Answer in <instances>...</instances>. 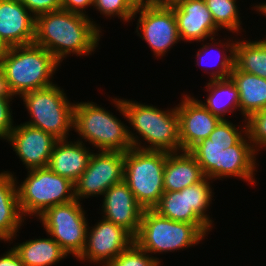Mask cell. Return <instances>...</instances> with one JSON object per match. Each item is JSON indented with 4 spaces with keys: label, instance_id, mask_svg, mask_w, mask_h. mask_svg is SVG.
Masks as SVG:
<instances>
[{
    "label": "cell",
    "instance_id": "30bf717a",
    "mask_svg": "<svg viewBox=\"0 0 266 266\" xmlns=\"http://www.w3.org/2000/svg\"><path fill=\"white\" fill-rule=\"evenodd\" d=\"M205 177L199 183L185 187L181 191H164L159 203L153 208L168 219L190 223L207 224L213 228V220L206 212L212 203L213 190Z\"/></svg>",
    "mask_w": 266,
    "mask_h": 266
},
{
    "label": "cell",
    "instance_id": "484cf974",
    "mask_svg": "<svg viewBox=\"0 0 266 266\" xmlns=\"http://www.w3.org/2000/svg\"><path fill=\"white\" fill-rule=\"evenodd\" d=\"M234 55V65L240 71L266 79V37L259 41H236Z\"/></svg>",
    "mask_w": 266,
    "mask_h": 266
},
{
    "label": "cell",
    "instance_id": "277c9868",
    "mask_svg": "<svg viewBox=\"0 0 266 266\" xmlns=\"http://www.w3.org/2000/svg\"><path fill=\"white\" fill-rule=\"evenodd\" d=\"M207 224L178 222L161 216L154 209H144L134 241L148 254L174 252L195 246L208 235Z\"/></svg>",
    "mask_w": 266,
    "mask_h": 266
},
{
    "label": "cell",
    "instance_id": "ac0fdd59",
    "mask_svg": "<svg viewBox=\"0 0 266 266\" xmlns=\"http://www.w3.org/2000/svg\"><path fill=\"white\" fill-rule=\"evenodd\" d=\"M36 17L20 0H0V36L9 46L34 43Z\"/></svg>",
    "mask_w": 266,
    "mask_h": 266
},
{
    "label": "cell",
    "instance_id": "e575fe53",
    "mask_svg": "<svg viewBox=\"0 0 266 266\" xmlns=\"http://www.w3.org/2000/svg\"><path fill=\"white\" fill-rule=\"evenodd\" d=\"M35 16L61 9V0H20Z\"/></svg>",
    "mask_w": 266,
    "mask_h": 266
},
{
    "label": "cell",
    "instance_id": "7c38bea8",
    "mask_svg": "<svg viewBox=\"0 0 266 266\" xmlns=\"http://www.w3.org/2000/svg\"><path fill=\"white\" fill-rule=\"evenodd\" d=\"M137 13L140 16L137 20L136 32L147 42L153 55L163 57L174 44L181 41L176 17L171 6L150 3L137 8L134 16Z\"/></svg>",
    "mask_w": 266,
    "mask_h": 266
},
{
    "label": "cell",
    "instance_id": "8fae6325",
    "mask_svg": "<svg viewBox=\"0 0 266 266\" xmlns=\"http://www.w3.org/2000/svg\"><path fill=\"white\" fill-rule=\"evenodd\" d=\"M98 152L92 153L86 170L74 183V196L78 201L103 196L112 185L124 180V152Z\"/></svg>",
    "mask_w": 266,
    "mask_h": 266
},
{
    "label": "cell",
    "instance_id": "603a6c76",
    "mask_svg": "<svg viewBox=\"0 0 266 266\" xmlns=\"http://www.w3.org/2000/svg\"><path fill=\"white\" fill-rule=\"evenodd\" d=\"M239 93V109L247 120L266 108V79L240 71L235 65L230 74Z\"/></svg>",
    "mask_w": 266,
    "mask_h": 266
},
{
    "label": "cell",
    "instance_id": "d6a6232c",
    "mask_svg": "<svg viewBox=\"0 0 266 266\" xmlns=\"http://www.w3.org/2000/svg\"><path fill=\"white\" fill-rule=\"evenodd\" d=\"M247 123V133L258 153L260 148H266V108L252 114L244 123Z\"/></svg>",
    "mask_w": 266,
    "mask_h": 266
},
{
    "label": "cell",
    "instance_id": "83f0119b",
    "mask_svg": "<svg viewBox=\"0 0 266 266\" xmlns=\"http://www.w3.org/2000/svg\"><path fill=\"white\" fill-rule=\"evenodd\" d=\"M237 0H205L215 25L231 32H241L242 22L237 7Z\"/></svg>",
    "mask_w": 266,
    "mask_h": 266
},
{
    "label": "cell",
    "instance_id": "7402d4cb",
    "mask_svg": "<svg viewBox=\"0 0 266 266\" xmlns=\"http://www.w3.org/2000/svg\"><path fill=\"white\" fill-rule=\"evenodd\" d=\"M256 154L248 133L237 144L224 148L221 157V178L239 177L251 185L254 184Z\"/></svg>",
    "mask_w": 266,
    "mask_h": 266
},
{
    "label": "cell",
    "instance_id": "f1b7e54d",
    "mask_svg": "<svg viewBox=\"0 0 266 266\" xmlns=\"http://www.w3.org/2000/svg\"><path fill=\"white\" fill-rule=\"evenodd\" d=\"M218 43H220V44H218ZM212 44L213 45L216 44V45H214V47H213ZM235 44H236V41H233L230 38H229V41L227 40V42H225L224 44L223 43L221 44V40L219 42H214V43L212 42V43L203 44V46L200 49H198V52L196 54V56H197L196 57V59H197V61H196L197 63L196 64L198 66L201 65V64L203 65L204 56H205V58H206V56L209 57V53H213V51H212V50H214L213 48H215V46H217V45L218 46L220 45L221 48H223L225 52L222 50V52H223V54L221 53V58L222 59L218 57L221 60L218 59L220 61V63L219 62L217 63V68L215 69L217 71L211 70L212 73H211V71L210 72H207V73H209L210 76H211L210 80L230 78V74H231V72H232V70L234 68V57H235L234 50H235ZM211 47H213L212 50H211ZM227 49L229 50V55H227V53H226V52H228ZM211 58H212V56L210 57V59Z\"/></svg>",
    "mask_w": 266,
    "mask_h": 266
},
{
    "label": "cell",
    "instance_id": "836d02e7",
    "mask_svg": "<svg viewBox=\"0 0 266 266\" xmlns=\"http://www.w3.org/2000/svg\"><path fill=\"white\" fill-rule=\"evenodd\" d=\"M12 100L0 97V139H7L14 128L13 116L10 108Z\"/></svg>",
    "mask_w": 266,
    "mask_h": 266
},
{
    "label": "cell",
    "instance_id": "e0dca14e",
    "mask_svg": "<svg viewBox=\"0 0 266 266\" xmlns=\"http://www.w3.org/2000/svg\"><path fill=\"white\" fill-rule=\"evenodd\" d=\"M171 7L182 41L203 42L208 38L215 40L213 36H216L220 29L215 25L205 0H181Z\"/></svg>",
    "mask_w": 266,
    "mask_h": 266
},
{
    "label": "cell",
    "instance_id": "8992f818",
    "mask_svg": "<svg viewBox=\"0 0 266 266\" xmlns=\"http://www.w3.org/2000/svg\"><path fill=\"white\" fill-rule=\"evenodd\" d=\"M63 90L53 84L20 96L31 117L25 123L51 134L57 140H67L74 123L75 103H70Z\"/></svg>",
    "mask_w": 266,
    "mask_h": 266
},
{
    "label": "cell",
    "instance_id": "4fadbf2b",
    "mask_svg": "<svg viewBox=\"0 0 266 266\" xmlns=\"http://www.w3.org/2000/svg\"><path fill=\"white\" fill-rule=\"evenodd\" d=\"M89 229L88 226L84 249L77 258L80 261L106 266L134 242L129 232L104 219Z\"/></svg>",
    "mask_w": 266,
    "mask_h": 266
},
{
    "label": "cell",
    "instance_id": "d590c367",
    "mask_svg": "<svg viewBox=\"0 0 266 266\" xmlns=\"http://www.w3.org/2000/svg\"><path fill=\"white\" fill-rule=\"evenodd\" d=\"M94 0H61V9L67 10L72 13L86 15L85 8L93 6Z\"/></svg>",
    "mask_w": 266,
    "mask_h": 266
},
{
    "label": "cell",
    "instance_id": "f35d334b",
    "mask_svg": "<svg viewBox=\"0 0 266 266\" xmlns=\"http://www.w3.org/2000/svg\"><path fill=\"white\" fill-rule=\"evenodd\" d=\"M152 3L161 5V6H172L177 4L181 0H151Z\"/></svg>",
    "mask_w": 266,
    "mask_h": 266
},
{
    "label": "cell",
    "instance_id": "ffe728a7",
    "mask_svg": "<svg viewBox=\"0 0 266 266\" xmlns=\"http://www.w3.org/2000/svg\"><path fill=\"white\" fill-rule=\"evenodd\" d=\"M24 217L19 208L17 181L10 171L0 173V240L12 241Z\"/></svg>",
    "mask_w": 266,
    "mask_h": 266
},
{
    "label": "cell",
    "instance_id": "d6986e66",
    "mask_svg": "<svg viewBox=\"0 0 266 266\" xmlns=\"http://www.w3.org/2000/svg\"><path fill=\"white\" fill-rule=\"evenodd\" d=\"M81 140H58L50 156L48 167L56 174L75 183L86 170L93 152Z\"/></svg>",
    "mask_w": 266,
    "mask_h": 266
},
{
    "label": "cell",
    "instance_id": "5b68a950",
    "mask_svg": "<svg viewBox=\"0 0 266 266\" xmlns=\"http://www.w3.org/2000/svg\"><path fill=\"white\" fill-rule=\"evenodd\" d=\"M128 128L110 111L94 102H78L74 106L73 129L98 151L125 153L133 148Z\"/></svg>",
    "mask_w": 266,
    "mask_h": 266
},
{
    "label": "cell",
    "instance_id": "3957f363",
    "mask_svg": "<svg viewBox=\"0 0 266 266\" xmlns=\"http://www.w3.org/2000/svg\"><path fill=\"white\" fill-rule=\"evenodd\" d=\"M60 65L50 52L35 43L10 47L0 58V66L19 97L53 85L51 79Z\"/></svg>",
    "mask_w": 266,
    "mask_h": 266
},
{
    "label": "cell",
    "instance_id": "4dcf8cb0",
    "mask_svg": "<svg viewBox=\"0 0 266 266\" xmlns=\"http://www.w3.org/2000/svg\"><path fill=\"white\" fill-rule=\"evenodd\" d=\"M93 7L105 17H115L129 22L135 17L136 8L128 0H94Z\"/></svg>",
    "mask_w": 266,
    "mask_h": 266
},
{
    "label": "cell",
    "instance_id": "60d3db41",
    "mask_svg": "<svg viewBox=\"0 0 266 266\" xmlns=\"http://www.w3.org/2000/svg\"><path fill=\"white\" fill-rule=\"evenodd\" d=\"M10 47L3 41L0 36V58Z\"/></svg>",
    "mask_w": 266,
    "mask_h": 266
},
{
    "label": "cell",
    "instance_id": "9a60e30c",
    "mask_svg": "<svg viewBox=\"0 0 266 266\" xmlns=\"http://www.w3.org/2000/svg\"><path fill=\"white\" fill-rule=\"evenodd\" d=\"M177 106L181 151H189L208 138L221 119L207 110L202 103L190 95H184Z\"/></svg>",
    "mask_w": 266,
    "mask_h": 266
},
{
    "label": "cell",
    "instance_id": "1f68e13d",
    "mask_svg": "<svg viewBox=\"0 0 266 266\" xmlns=\"http://www.w3.org/2000/svg\"><path fill=\"white\" fill-rule=\"evenodd\" d=\"M243 125L244 126L240 127V126L234 125L231 121H228V119L221 120L208 138L213 143L237 144L244 137L243 135L247 134V123Z\"/></svg>",
    "mask_w": 266,
    "mask_h": 266
},
{
    "label": "cell",
    "instance_id": "ba28073f",
    "mask_svg": "<svg viewBox=\"0 0 266 266\" xmlns=\"http://www.w3.org/2000/svg\"><path fill=\"white\" fill-rule=\"evenodd\" d=\"M27 174L21 184L17 182L19 208L24 218L39 217L50 207L75 200L74 183L49 167L33 168Z\"/></svg>",
    "mask_w": 266,
    "mask_h": 266
},
{
    "label": "cell",
    "instance_id": "7a4b0ae2",
    "mask_svg": "<svg viewBox=\"0 0 266 266\" xmlns=\"http://www.w3.org/2000/svg\"><path fill=\"white\" fill-rule=\"evenodd\" d=\"M116 110L126 118L135 133L128 129L133 148L167 153L181 152L177 106L161 110L153 105L126 99H112ZM149 145H141L139 136ZM138 137V138H137ZM146 146V147H145Z\"/></svg>",
    "mask_w": 266,
    "mask_h": 266
},
{
    "label": "cell",
    "instance_id": "cb8c5ba5",
    "mask_svg": "<svg viewBox=\"0 0 266 266\" xmlns=\"http://www.w3.org/2000/svg\"><path fill=\"white\" fill-rule=\"evenodd\" d=\"M13 248L25 266H51L68 256L51 236L26 240Z\"/></svg>",
    "mask_w": 266,
    "mask_h": 266
},
{
    "label": "cell",
    "instance_id": "ab89813d",
    "mask_svg": "<svg viewBox=\"0 0 266 266\" xmlns=\"http://www.w3.org/2000/svg\"><path fill=\"white\" fill-rule=\"evenodd\" d=\"M136 9L152 3L151 0H128Z\"/></svg>",
    "mask_w": 266,
    "mask_h": 266
},
{
    "label": "cell",
    "instance_id": "5bb4252c",
    "mask_svg": "<svg viewBox=\"0 0 266 266\" xmlns=\"http://www.w3.org/2000/svg\"><path fill=\"white\" fill-rule=\"evenodd\" d=\"M27 170L48 167L55 143L54 136L26 123L15 126L6 139Z\"/></svg>",
    "mask_w": 266,
    "mask_h": 266
},
{
    "label": "cell",
    "instance_id": "f546056e",
    "mask_svg": "<svg viewBox=\"0 0 266 266\" xmlns=\"http://www.w3.org/2000/svg\"><path fill=\"white\" fill-rule=\"evenodd\" d=\"M159 264L161 265L159 258L149 255L134 241L106 266H160Z\"/></svg>",
    "mask_w": 266,
    "mask_h": 266
},
{
    "label": "cell",
    "instance_id": "d4e9b609",
    "mask_svg": "<svg viewBox=\"0 0 266 266\" xmlns=\"http://www.w3.org/2000/svg\"><path fill=\"white\" fill-rule=\"evenodd\" d=\"M209 92L206 102L199 100L213 115L226 120V113L239 110V93L231 78L209 80L206 85Z\"/></svg>",
    "mask_w": 266,
    "mask_h": 266
},
{
    "label": "cell",
    "instance_id": "4316f807",
    "mask_svg": "<svg viewBox=\"0 0 266 266\" xmlns=\"http://www.w3.org/2000/svg\"><path fill=\"white\" fill-rule=\"evenodd\" d=\"M235 144L213 143L206 138L192 147L188 152L197 160L205 177L221 179V157L224 148Z\"/></svg>",
    "mask_w": 266,
    "mask_h": 266
},
{
    "label": "cell",
    "instance_id": "52a82bcc",
    "mask_svg": "<svg viewBox=\"0 0 266 266\" xmlns=\"http://www.w3.org/2000/svg\"><path fill=\"white\" fill-rule=\"evenodd\" d=\"M167 152L131 148L124 153V181L144 209H153L164 193Z\"/></svg>",
    "mask_w": 266,
    "mask_h": 266
},
{
    "label": "cell",
    "instance_id": "b9f144b4",
    "mask_svg": "<svg viewBox=\"0 0 266 266\" xmlns=\"http://www.w3.org/2000/svg\"><path fill=\"white\" fill-rule=\"evenodd\" d=\"M257 12L262 14L266 13V3H260L254 6Z\"/></svg>",
    "mask_w": 266,
    "mask_h": 266
},
{
    "label": "cell",
    "instance_id": "2e32d148",
    "mask_svg": "<svg viewBox=\"0 0 266 266\" xmlns=\"http://www.w3.org/2000/svg\"><path fill=\"white\" fill-rule=\"evenodd\" d=\"M103 196V219L122 227L135 238L144 208L137 202L127 183L123 180L112 185Z\"/></svg>",
    "mask_w": 266,
    "mask_h": 266
},
{
    "label": "cell",
    "instance_id": "9c48e42d",
    "mask_svg": "<svg viewBox=\"0 0 266 266\" xmlns=\"http://www.w3.org/2000/svg\"><path fill=\"white\" fill-rule=\"evenodd\" d=\"M82 203L77 199L46 209L40 216L48 236H51L68 255H81L87 236L88 222Z\"/></svg>",
    "mask_w": 266,
    "mask_h": 266
},
{
    "label": "cell",
    "instance_id": "8d00e7d4",
    "mask_svg": "<svg viewBox=\"0 0 266 266\" xmlns=\"http://www.w3.org/2000/svg\"><path fill=\"white\" fill-rule=\"evenodd\" d=\"M0 266H25L14 248L0 256Z\"/></svg>",
    "mask_w": 266,
    "mask_h": 266
},
{
    "label": "cell",
    "instance_id": "6da1fadb",
    "mask_svg": "<svg viewBox=\"0 0 266 266\" xmlns=\"http://www.w3.org/2000/svg\"><path fill=\"white\" fill-rule=\"evenodd\" d=\"M90 17L64 9L36 17L34 43L45 48L60 63L69 54L91 55L97 49L101 30Z\"/></svg>",
    "mask_w": 266,
    "mask_h": 266
},
{
    "label": "cell",
    "instance_id": "74e56055",
    "mask_svg": "<svg viewBox=\"0 0 266 266\" xmlns=\"http://www.w3.org/2000/svg\"><path fill=\"white\" fill-rule=\"evenodd\" d=\"M17 95L13 91L10 81L7 79L3 68L0 66V97L12 100Z\"/></svg>",
    "mask_w": 266,
    "mask_h": 266
},
{
    "label": "cell",
    "instance_id": "44dd1931",
    "mask_svg": "<svg viewBox=\"0 0 266 266\" xmlns=\"http://www.w3.org/2000/svg\"><path fill=\"white\" fill-rule=\"evenodd\" d=\"M205 178L197 160L188 152L167 153L164 168V191H181Z\"/></svg>",
    "mask_w": 266,
    "mask_h": 266
}]
</instances>
